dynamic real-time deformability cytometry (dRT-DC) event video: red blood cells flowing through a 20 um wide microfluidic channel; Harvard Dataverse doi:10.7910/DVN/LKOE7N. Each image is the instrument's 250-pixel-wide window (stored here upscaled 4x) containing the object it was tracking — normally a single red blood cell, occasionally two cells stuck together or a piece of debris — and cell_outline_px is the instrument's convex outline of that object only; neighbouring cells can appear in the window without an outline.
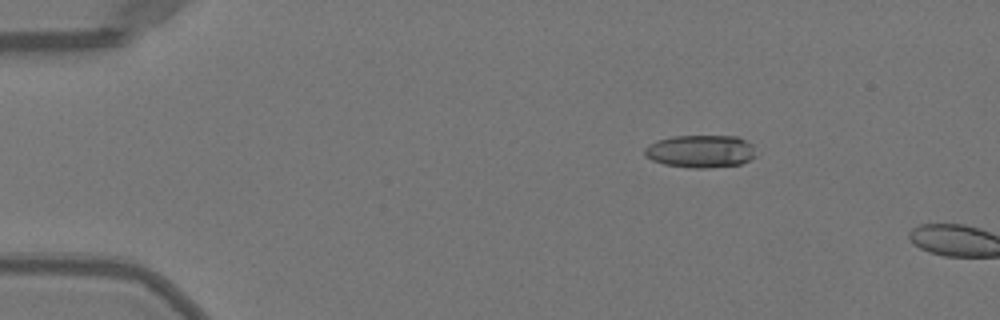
{"species": "Egyptian fruit bat (a non-hibernating species)", "species_latin": "Rousettus aegyptiacus", "temperature_condition": "warm", "stored_images_in_passage": 7, "camera_frame_rate_fps": 3000, "um_per_image_px": 0.085, "animal": {"sex": "female"}, "frame": {"image": 1, "passage_image": 5, "time_ms": 1.333, "image_size_px": [1000, 320], "cell_outline_px": [[756, 156], [740, 164], [708, 168], [688, 168], [664, 164], [652, 160], [644, 156], [644, 148], [656, 140], [672, 136], [736, 136], [752, 144]], "centroid_in_image_um": [59.51, 12.86], "position_along_channel_um": 25.5, "area_um2": 21.27}}